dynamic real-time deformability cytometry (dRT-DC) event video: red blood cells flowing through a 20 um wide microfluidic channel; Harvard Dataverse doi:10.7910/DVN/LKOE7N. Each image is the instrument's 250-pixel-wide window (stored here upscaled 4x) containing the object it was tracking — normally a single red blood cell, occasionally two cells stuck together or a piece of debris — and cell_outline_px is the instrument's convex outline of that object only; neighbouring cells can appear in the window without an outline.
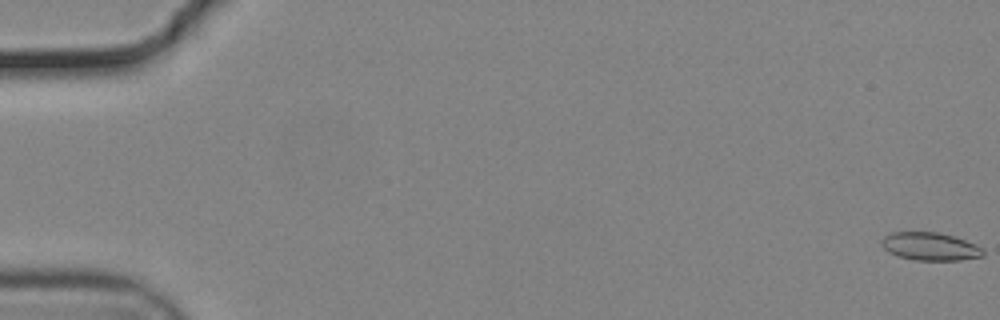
{"species": "common noctule bat (a hibernating species)", "species_latin": "Nyctalus noctula", "temperature_condition": "cold", "stored_images_in_passage": 16, "camera_frame_rate_fps": 3000, "um_per_image_px": 0.085, "animal": {"sex": "male", "body_mass_g": 19.2, "forearm_length_mm": 51.8}, "frame": {"image": 1, "passage_image": 1, "time_ms": 0.0, "image_size_px": [1000, 320], "cell_outline_px": [[984, 256], [960, 260], [916, 260], [900, 256], [888, 252], [880, 244], [880, 240], [884, 236], [892, 232], [940, 232], [976, 244], [984, 252]], "centroid_in_image_um": [79.03, 20.94], "position_along_channel_um": 6.0, "area_um2": 16.47}}
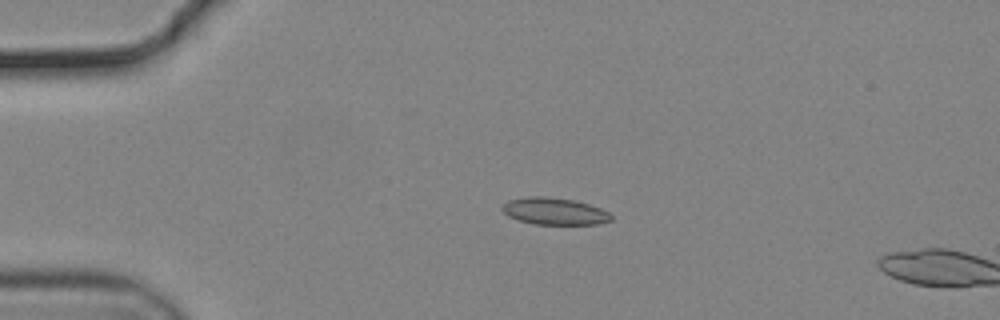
{"frame": {"image": 2, "passage_image": 14, "time_ms": 4.333, "image_size_px": [1000, 320], "cell_outline_px": [[612, 220], [600, 224], [536, 224], [520, 220], [508, 216], [500, 208], [508, 200], [528, 196], [544, 196], [572, 200], [588, 204], [600, 208], [608, 212], [612, 216]], "centroid_in_image_um": [47.12, 17.95], "position_along_channel_um": 37.9, "area_um2": 16.99}}